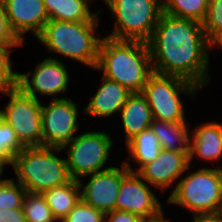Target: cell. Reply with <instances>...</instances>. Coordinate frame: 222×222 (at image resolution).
I'll return each mask as SVG.
<instances>
[{
  "label": "cell",
  "instance_id": "obj_19",
  "mask_svg": "<svg viewBox=\"0 0 222 222\" xmlns=\"http://www.w3.org/2000/svg\"><path fill=\"white\" fill-rule=\"evenodd\" d=\"M94 0H43L49 20L58 21H99L100 12L91 11Z\"/></svg>",
  "mask_w": 222,
  "mask_h": 222
},
{
  "label": "cell",
  "instance_id": "obj_14",
  "mask_svg": "<svg viewBox=\"0 0 222 222\" xmlns=\"http://www.w3.org/2000/svg\"><path fill=\"white\" fill-rule=\"evenodd\" d=\"M190 167L189 152L162 149L154 161L142 166L137 173L152 189L153 187L159 188L160 191L162 189V192H165L168 187L175 185L172 187L174 188L172 193L177 187L179 179Z\"/></svg>",
  "mask_w": 222,
  "mask_h": 222
},
{
  "label": "cell",
  "instance_id": "obj_12",
  "mask_svg": "<svg viewBox=\"0 0 222 222\" xmlns=\"http://www.w3.org/2000/svg\"><path fill=\"white\" fill-rule=\"evenodd\" d=\"M161 205L150 185L137 172L130 171L123 163V179L115 210L132 212L142 219H150L163 212Z\"/></svg>",
  "mask_w": 222,
  "mask_h": 222
},
{
  "label": "cell",
  "instance_id": "obj_35",
  "mask_svg": "<svg viewBox=\"0 0 222 222\" xmlns=\"http://www.w3.org/2000/svg\"><path fill=\"white\" fill-rule=\"evenodd\" d=\"M8 164L4 161V160H2L1 158H0V184H2L6 179H3L1 176H2V174H3V172H4V168H5V166H7ZM2 178V179H1Z\"/></svg>",
  "mask_w": 222,
  "mask_h": 222
},
{
  "label": "cell",
  "instance_id": "obj_24",
  "mask_svg": "<svg viewBox=\"0 0 222 222\" xmlns=\"http://www.w3.org/2000/svg\"><path fill=\"white\" fill-rule=\"evenodd\" d=\"M26 222H58L44 196L40 193L27 192L22 206Z\"/></svg>",
  "mask_w": 222,
  "mask_h": 222
},
{
  "label": "cell",
  "instance_id": "obj_16",
  "mask_svg": "<svg viewBox=\"0 0 222 222\" xmlns=\"http://www.w3.org/2000/svg\"><path fill=\"white\" fill-rule=\"evenodd\" d=\"M101 85L85 106L83 112L97 118H110L118 114L132 92L116 81L101 77Z\"/></svg>",
  "mask_w": 222,
  "mask_h": 222
},
{
  "label": "cell",
  "instance_id": "obj_30",
  "mask_svg": "<svg viewBox=\"0 0 222 222\" xmlns=\"http://www.w3.org/2000/svg\"><path fill=\"white\" fill-rule=\"evenodd\" d=\"M0 45H24L13 32L3 3L0 1Z\"/></svg>",
  "mask_w": 222,
  "mask_h": 222
},
{
  "label": "cell",
  "instance_id": "obj_17",
  "mask_svg": "<svg viewBox=\"0 0 222 222\" xmlns=\"http://www.w3.org/2000/svg\"><path fill=\"white\" fill-rule=\"evenodd\" d=\"M195 156L214 165V161H220L222 158V123L213 120L203 122L191 130L189 165L192 164Z\"/></svg>",
  "mask_w": 222,
  "mask_h": 222
},
{
  "label": "cell",
  "instance_id": "obj_8",
  "mask_svg": "<svg viewBox=\"0 0 222 222\" xmlns=\"http://www.w3.org/2000/svg\"><path fill=\"white\" fill-rule=\"evenodd\" d=\"M108 132L87 131L75 136L62 150H67L66 162L71 179L107 170L113 140ZM105 167V168H104Z\"/></svg>",
  "mask_w": 222,
  "mask_h": 222
},
{
  "label": "cell",
  "instance_id": "obj_15",
  "mask_svg": "<svg viewBox=\"0 0 222 222\" xmlns=\"http://www.w3.org/2000/svg\"><path fill=\"white\" fill-rule=\"evenodd\" d=\"M13 32L24 43L25 34L38 37L49 21L43 0H0Z\"/></svg>",
  "mask_w": 222,
  "mask_h": 222
},
{
  "label": "cell",
  "instance_id": "obj_28",
  "mask_svg": "<svg viewBox=\"0 0 222 222\" xmlns=\"http://www.w3.org/2000/svg\"><path fill=\"white\" fill-rule=\"evenodd\" d=\"M27 191L13 178L0 184V209L22 208Z\"/></svg>",
  "mask_w": 222,
  "mask_h": 222
},
{
  "label": "cell",
  "instance_id": "obj_20",
  "mask_svg": "<svg viewBox=\"0 0 222 222\" xmlns=\"http://www.w3.org/2000/svg\"><path fill=\"white\" fill-rule=\"evenodd\" d=\"M150 129L157 136L161 149L190 151L191 131L187 122H166L153 119Z\"/></svg>",
  "mask_w": 222,
  "mask_h": 222
},
{
  "label": "cell",
  "instance_id": "obj_10",
  "mask_svg": "<svg viewBox=\"0 0 222 222\" xmlns=\"http://www.w3.org/2000/svg\"><path fill=\"white\" fill-rule=\"evenodd\" d=\"M78 103L73 99H52L48 105L42 104L41 146L63 148L79 130Z\"/></svg>",
  "mask_w": 222,
  "mask_h": 222
},
{
  "label": "cell",
  "instance_id": "obj_32",
  "mask_svg": "<svg viewBox=\"0 0 222 222\" xmlns=\"http://www.w3.org/2000/svg\"><path fill=\"white\" fill-rule=\"evenodd\" d=\"M0 222H26L22 208L0 209Z\"/></svg>",
  "mask_w": 222,
  "mask_h": 222
},
{
  "label": "cell",
  "instance_id": "obj_29",
  "mask_svg": "<svg viewBox=\"0 0 222 222\" xmlns=\"http://www.w3.org/2000/svg\"><path fill=\"white\" fill-rule=\"evenodd\" d=\"M104 215L80 199L61 222H104Z\"/></svg>",
  "mask_w": 222,
  "mask_h": 222
},
{
  "label": "cell",
  "instance_id": "obj_3",
  "mask_svg": "<svg viewBox=\"0 0 222 222\" xmlns=\"http://www.w3.org/2000/svg\"><path fill=\"white\" fill-rule=\"evenodd\" d=\"M99 23L49 20L36 39L48 53L59 54L95 69L102 39L98 32Z\"/></svg>",
  "mask_w": 222,
  "mask_h": 222
},
{
  "label": "cell",
  "instance_id": "obj_7",
  "mask_svg": "<svg viewBox=\"0 0 222 222\" xmlns=\"http://www.w3.org/2000/svg\"><path fill=\"white\" fill-rule=\"evenodd\" d=\"M201 90L196 84L177 76L153 73L142 94L152 110L153 118L166 122H186L181 95L196 97Z\"/></svg>",
  "mask_w": 222,
  "mask_h": 222
},
{
  "label": "cell",
  "instance_id": "obj_25",
  "mask_svg": "<svg viewBox=\"0 0 222 222\" xmlns=\"http://www.w3.org/2000/svg\"><path fill=\"white\" fill-rule=\"evenodd\" d=\"M202 27L208 41L214 47L220 48L222 46V0H209Z\"/></svg>",
  "mask_w": 222,
  "mask_h": 222
},
{
  "label": "cell",
  "instance_id": "obj_6",
  "mask_svg": "<svg viewBox=\"0 0 222 222\" xmlns=\"http://www.w3.org/2000/svg\"><path fill=\"white\" fill-rule=\"evenodd\" d=\"M115 25L106 37L147 42L162 13V0H102Z\"/></svg>",
  "mask_w": 222,
  "mask_h": 222
},
{
  "label": "cell",
  "instance_id": "obj_4",
  "mask_svg": "<svg viewBox=\"0 0 222 222\" xmlns=\"http://www.w3.org/2000/svg\"><path fill=\"white\" fill-rule=\"evenodd\" d=\"M62 148L32 146L24 147L11 163L17 182L27 192L40 193L53 187L67 184L71 177L67 169L66 157L56 154Z\"/></svg>",
  "mask_w": 222,
  "mask_h": 222
},
{
  "label": "cell",
  "instance_id": "obj_27",
  "mask_svg": "<svg viewBox=\"0 0 222 222\" xmlns=\"http://www.w3.org/2000/svg\"><path fill=\"white\" fill-rule=\"evenodd\" d=\"M24 45H0V92L14 89L18 85V72H14L11 52Z\"/></svg>",
  "mask_w": 222,
  "mask_h": 222
},
{
  "label": "cell",
  "instance_id": "obj_5",
  "mask_svg": "<svg viewBox=\"0 0 222 222\" xmlns=\"http://www.w3.org/2000/svg\"><path fill=\"white\" fill-rule=\"evenodd\" d=\"M214 167H201L182 176L167 204L184 207L193 215L222 213V168Z\"/></svg>",
  "mask_w": 222,
  "mask_h": 222
},
{
  "label": "cell",
  "instance_id": "obj_22",
  "mask_svg": "<svg viewBox=\"0 0 222 222\" xmlns=\"http://www.w3.org/2000/svg\"><path fill=\"white\" fill-rule=\"evenodd\" d=\"M42 195L58 222H61L81 199L78 180L73 179L67 184L44 191Z\"/></svg>",
  "mask_w": 222,
  "mask_h": 222
},
{
  "label": "cell",
  "instance_id": "obj_9",
  "mask_svg": "<svg viewBox=\"0 0 222 222\" xmlns=\"http://www.w3.org/2000/svg\"><path fill=\"white\" fill-rule=\"evenodd\" d=\"M2 94L9 97V102L0 109V117L10 125L24 147L41 146V101L27 96L18 87Z\"/></svg>",
  "mask_w": 222,
  "mask_h": 222
},
{
  "label": "cell",
  "instance_id": "obj_21",
  "mask_svg": "<svg viewBox=\"0 0 222 222\" xmlns=\"http://www.w3.org/2000/svg\"><path fill=\"white\" fill-rule=\"evenodd\" d=\"M125 147L129 152L127 156L128 159L130 158L129 161L133 160L135 165H138V168L133 169L128 160H123L126 167L133 172H137L145 164L154 161L162 150L157 136L150 128L134 136L126 143Z\"/></svg>",
  "mask_w": 222,
  "mask_h": 222
},
{
  "label": "cell",
  "instance_id": "obj_34",
  "mask_svg": "<svg viewBox=\"0 0 222 222\" xmlns=\"http://www.w3.org/2000/svg\"><path fill=\"white\" fill-rule=\"evenodd\" d=\"M165 217V213L164 211L158 215L157 217L154 218H150V219H143L142 222H171L170 219L168 220V218Z\"/></svg>",
  "mask_w": 222,
  "mask_h": 222
},
{
  "label": "cell",
  "instance_id": "obj_2",
  "mask_svg": "<svg viewBox=\"0 0 222 222\" xmlns=\"http://www.w3.org/2000/svg\"><path fill=\"white\" fill-rule=\"evenodd\" d=\"M94 70L102 76L128 88L132 93L142 92L148 78L154 73L147 42L116 40L103 36L99 45Z\"/></svg>",
  "mask_w": 222,
  "mask_h": 222
},
{
  "label": "cell",
  "instance_id": "obj_13",
  "mask_svg": "<svg viewBox=\"0 0 222 222\" xmlns=\"http://www.w3.org/2000/svg\"><path fill=\"white\" fill-rule=\"evenodd\" d=\"M90 178L83 184L78 180L81 200L106 214L115 210L116 199L123 179V163L120 168L113 166L107 170L86 175Z\"/></svg>",
  "mask_w": 222,
  "mask_h": 222
},
{
  "label": "cell",
  "instance_id": "obj_26",
  "mask_svg": "<svg viewBox=\"0 0 222 222\" xmlns=\"http://www.w3.org/2000/svg\"><path fill=\"white\" fill-rule=\"evenodd\" d=\"M23 148L24 146L17 139L14 130L0 117V158L10 166L13 158Z\"/></svg>",
  "mask_w": 222,
  "mask_h": 222
},
{
  "label": "cell",
  "instance_id": "obj_18",
  "mask_svg": "<svg viewBox=\"0 0 222 222\" xmlns=\"http://www.w3.org/2000/svg\"><path fill=\"white\" fill-rule=\"evenodd\" d=\"M119 113L125 144L137 134L150 128L154 119L152 110L141 92L132 93Z\"/></svg>",
  "mask_w": 222,
  "mask_h": 222
},
{
  "label": "cell",
  "instance_id": "obj_1",
  "mask_svg": "<svg viewBox=\"0 0 222 222\" xmlns=\"http://www.w3.org/2000/svg\"><path fill=\"white\" fill-rule=\"evenodd\" d=\"M147 44L155 73L183 78L201 89L210 86L209 55L215 47L202 23L162 12Z\"/></svg>",
  "mask_w": 222,
  "mask_h": 222
},
{
  "label": "cell",
  "instance_id": "obj_31",
  "mask_svg": "<svg viewBox=\"0 0 222 222\" xmlns=\"http://www.w3.org/2000/svg\"><path fill=\"white\" fill-rule=\"evenodd\" d=\"M143 219L128 211L113 210L104 215V222H142Z\"/></svg>",
  "mask_w": 222,
  "mask_h": 222
},
{
  "label": "cell",
  "instance_id": "obj_33",
  "mask_svg": "<svg viewBox=\"0 0 222 222\" xmlns=\"http://www.w3.org/2000/svg\"><path fill=\"white\" fill-rule=\"evenodd\" d=\"M192 222H222V213L192 215Z\"/></svg>",
  "mask_w": 222,
  "mask_h": 222
},
{
  "label": "cell",
  "instance_id": "obj_23",
  "mask_svg": "<svg viewBox=\"0 0 222 222\" xmlns=\"http://www.w3.org/2000/svg\"><path fill=\"white\" fill-rule=\"evenodd\" d=\"M208 3L209 0H162V12L202 23L207 14Z\"/></svg>",
  "mask_w": 222,
  "mask_h": 222
},
{
  "label": "cell",
  "instance_id": "obj_11",
  "mask_svg": "<svg viewBox=\"0 0 222 222\" xmlns=\"http://www.w3.org/2000/svg\"><path fill=\"white\" fill-rule=\"evenodd\" d=\"M34 72L19 73L17 87L27 96L39 100V96L58 97L61 93H68L70 73L68 67L57 57H45L35 66Z\"/></svg>",
  "mask_w": 222,
  "mask_h": 222
}]
</instances>
